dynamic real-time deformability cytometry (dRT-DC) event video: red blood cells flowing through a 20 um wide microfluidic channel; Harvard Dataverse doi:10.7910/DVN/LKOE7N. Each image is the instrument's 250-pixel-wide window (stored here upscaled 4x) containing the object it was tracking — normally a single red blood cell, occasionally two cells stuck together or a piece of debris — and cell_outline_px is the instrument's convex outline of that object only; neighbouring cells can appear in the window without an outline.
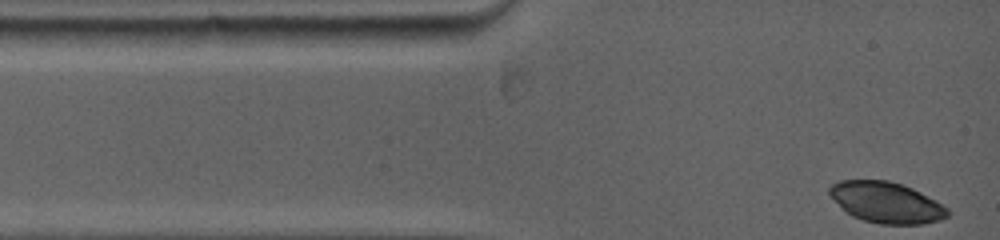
{"species": "common noctule bat (a hibernating species)", "species_latin": "Nyctalus noctula", "temperature_condition": "warm", "stored_images_in_passage": 48, "camera_frame_rate_fps": 5000, "um_per_image_px": 0.085, "animal": {"sex": "female", "body_mass_g": 19.0, "forearm_length_mm": 53.3}, "frame": {"image": 1, "passage_image": 1, "time_ms": 0.0, "image_size_px": [1000, 240], "cell_outline_px": [[948, 216], [940, 220], [920, 224], [880, 224], [864, 220], [852, 216], [828, 192], [828, 188], [832, 184], [840, 180], [888, 180], [912, 188], [936, 200], [948, 208]], "centroid_in_image_um": [75.37, 17.2], "position_along_channel_um": 9.6, "area_um2": 27.8}}
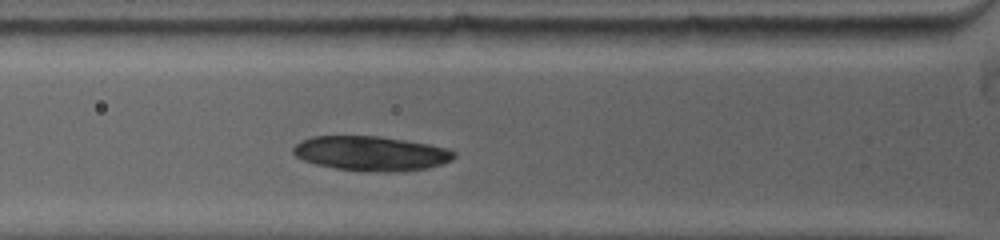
{"frame": {"image": 2, "passage_image": 14, "time_ms": 3.2, "image_size_px": [1000, 240], "cell_outline_px": [[456, 156], [452, 160], [444, 164], [428, 168], [396, 172], [368, 172], [336, 168], [316, 164], [304, 160], [296, 156], [292, 152], [292, 148], [296, 144], [312, 136], [376, 136], [404, 140], [428, 144], [444, 148], [456, 152]], "centroid_in_image_um": [31.56, 13.05], "position_along_channel_um": 94.2, "area_um2": 32.43}}
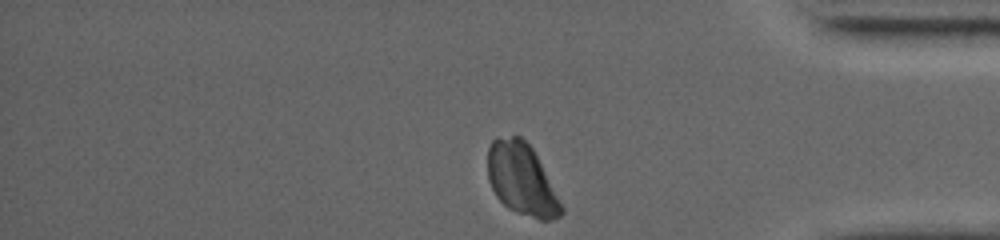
{"frame": {"image": 3, "passage_image": 48, "time_ms": 11.4, "image_size_px": [1000, 240], "cell_outline_px": [[564, 212], [560, 216], [552, 220], [540, 220], [516, 212], [508, 208], [496, 196], [488, 180], [488, 148], [492, 140], [496, 136], [520, 136], [532, 148], [564, 208]], "centroid_in_image_um": [44.32, 15.25], "position_along_channel_um": 390.9, "area_um2": 30.63}}